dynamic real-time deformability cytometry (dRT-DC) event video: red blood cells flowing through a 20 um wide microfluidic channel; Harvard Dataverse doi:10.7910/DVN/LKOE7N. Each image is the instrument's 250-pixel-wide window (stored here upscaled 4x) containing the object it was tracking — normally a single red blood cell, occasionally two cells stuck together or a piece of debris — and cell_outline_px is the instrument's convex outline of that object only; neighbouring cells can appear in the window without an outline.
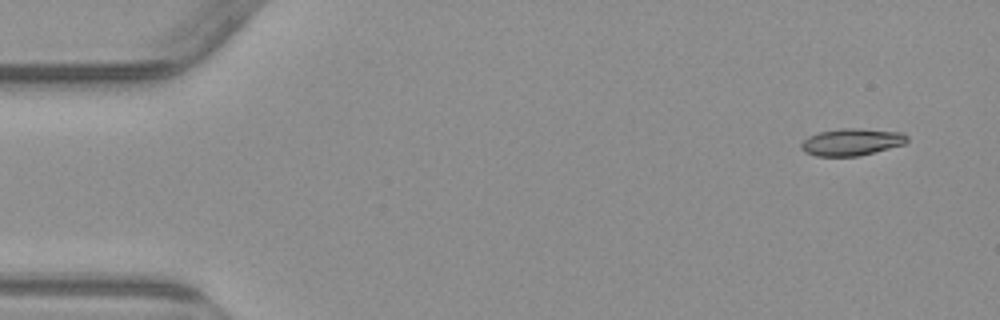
{"species": "common noctule bat (a hibernating species)", "species_latin": "Nyctalus noctula", "temperature_condition": "warm", "stored_images_in_passage": 5, "camera_frame_rate_fps": 3000, "um_per_image_px": 0.085, "animal": {"sex": "male", "body_mass_g": 23.1, "forearm_length_mm": 52.7}, "frame": {"image": 1, "passage_image": 1, "time_ms": 0.0, "image_size_px": [1000, 320], "cell_outline_px": [[908, 140], [904, 144], [856, 156], [816, 156], [804, 152], [800, 148], [800, 144], [808, 136], [820, 132], [840, 128], [856, 128], [904, 132], [908, 136]], "centroid_in_image_um": [72.37, 12.06], "position_along_channel_um": 12.6, "area_um2": 16.65}}
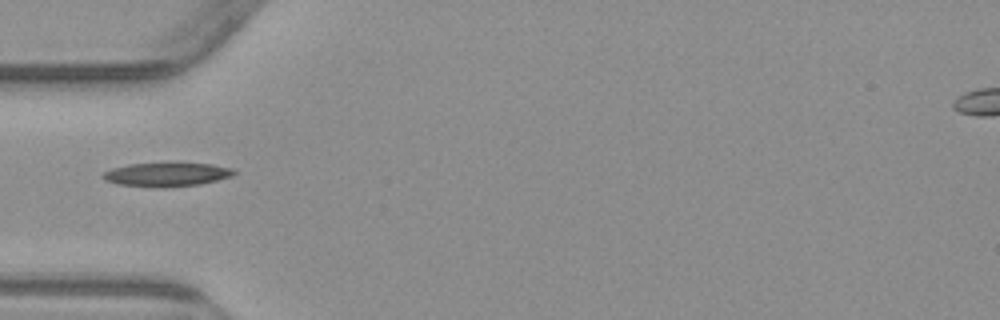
{"frame": {"image": 2, "passage_image": 4, "time_ms": 4.667, "image_size_px": [1000, 320], "cell_outline_px": [[236, 172], [232, 176], [200, 184], [164, 188], [156, 188], [116, 184], [104, 180], [100, 176], [104, 172], [112, 168], [128, 164], [212, 164], [232, 168]], "centroid_in_image_um": [14.11, 14.85], "position_along_channel_um": 70.9, "area_um2": 18.09}}
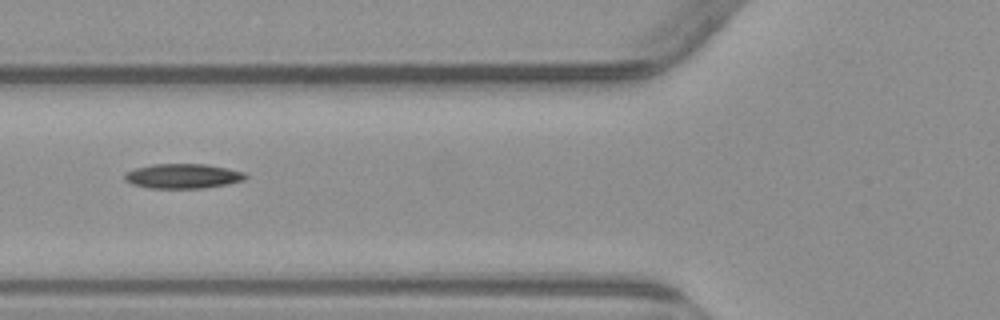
{"frame": {"image": 3, "passage_image": 5, "time_ms": 5.667, "image_size_px": [1000, 320], "cell_outline_px": [[248, 176], [244, 180], [228, 184], [204, 188], [148, 188], [132, 184], [124, 180], [124, 172], [136, 168], [152, 164], [208, 164], [244, 172]], "centroid_in_image_um": [15.53, 14.97], "position_along_channel_um": 110.3, "area_um2": 17.51}}